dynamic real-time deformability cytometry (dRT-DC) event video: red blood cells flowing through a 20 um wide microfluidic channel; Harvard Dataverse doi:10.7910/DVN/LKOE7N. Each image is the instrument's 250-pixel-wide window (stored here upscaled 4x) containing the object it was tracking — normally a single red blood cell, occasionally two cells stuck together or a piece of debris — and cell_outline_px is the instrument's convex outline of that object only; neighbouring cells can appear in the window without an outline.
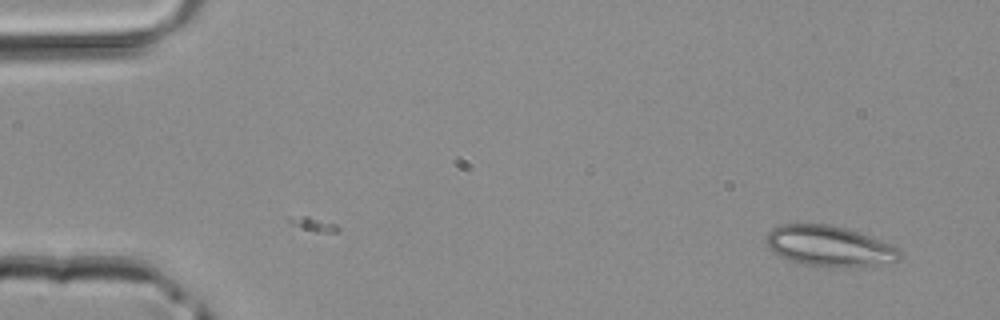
{"species": "common noctule bat (a hibernating species)", "species_latin": "Nyctalus noctula", "temperature_condition": "room temperature", "stored_images_in_passage": 4, "camera_frame_rate_fps": 3000, "um_per_image_px": 0.085, "animal": {"sex": "male", "body_mass_g": 20.4}, "frame": {"image": 1, "passage_image": 1, "time_ms": 0.0, "image_size_px": [1000, 320], "cell_outline_px": [[904, 252], [900, 260], [872, 264], [804, 264], [788, 260], [772, 252], [764, 244], [764, 240], [768, 232], [772, 228], [780, 224], [828, 224], [844, 228], [868, 236], [900, 248]], "centroid_in_image_um": [70.4, 20.86], "position_along_channel_um": 14.6, "area_um2": 30.58}}